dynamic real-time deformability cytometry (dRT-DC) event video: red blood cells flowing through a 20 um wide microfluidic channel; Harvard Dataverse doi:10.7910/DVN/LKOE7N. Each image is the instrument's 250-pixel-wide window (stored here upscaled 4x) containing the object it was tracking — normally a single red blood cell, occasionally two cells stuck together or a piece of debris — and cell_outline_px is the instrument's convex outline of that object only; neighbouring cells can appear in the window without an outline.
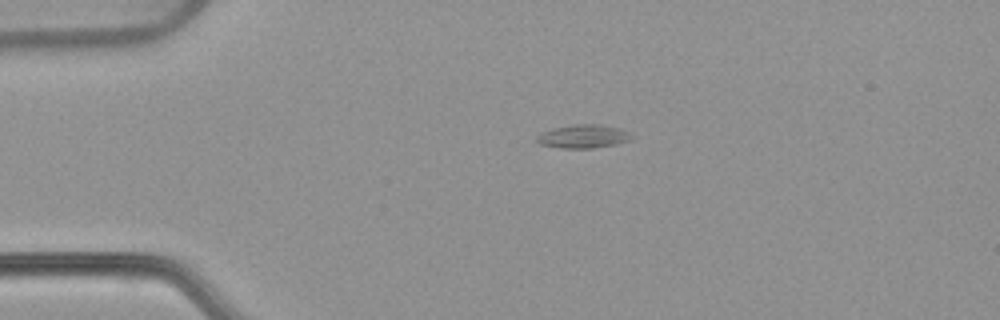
{"species": "common noctule bat (a hibernating species)", "species_latin": "Nyctalus noctula", "temperature_condition": "warm", "stored_images_in_passage": 43, "camera_frame_rate_fps": 3000, "um_per_image_px": 0.085, "animal": {"sex": "female", "body_mass_g": 22.7, "forearm_length_mm": 54.2}, "frame": {"image": 1, "passage_image": 1, "time_ms": 0.0, "image_size_px": [1000, 320], "cell_outline_px": [[636, 136], [628, 140], [616, 144], [592, 148], [560, 148], [540, 144], [536, 140], [536, 136], [552, 128], [572, 124], [600, 124], [620, 128]], "centroid_in_image_um": [49.59, 11.58], "position_along_channel_um": 35.4, "area_um2": 13.01}}
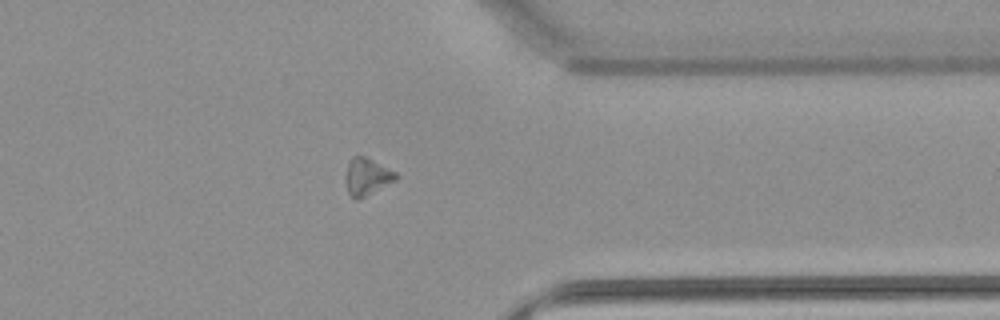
{"frame": {"image": 2, "passage_image": 32, "time_ms": 10.333, "image_size_px": [1000, 320], "cell_outline_px": [[396, 180], [360, 200], [356, 200], [348, 192], [344, 180], [344, 176], [348, 164], [352, 156], [364, 156], [396, 172]], "centroid_in_image_um": [31.15, 15.04], "position_along_channel_um": 380.2, "area_um2": 10.92}}
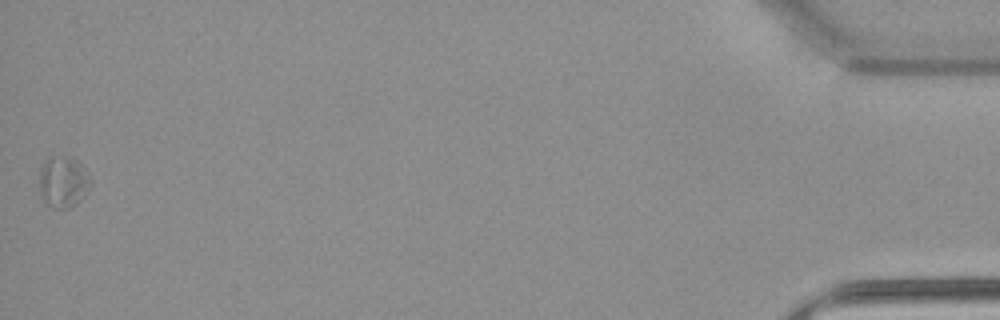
{"frame": {"image": 3, "passage_image": 43, "time_ms": 14.0, "image_size_px": [1000, 320], "cell_outline_px": [[92, 184], [80, 200], [76, 204], [68, 208], [56, 208], [48, 204], [40, 196], [40, 168], [52, 156], [72, 156], [88, 172], [92, 180]], "centroid_in_image_um": [5.4, 15.45], "position_along_channel_um": 429.8, "area_um2": 15.26}}